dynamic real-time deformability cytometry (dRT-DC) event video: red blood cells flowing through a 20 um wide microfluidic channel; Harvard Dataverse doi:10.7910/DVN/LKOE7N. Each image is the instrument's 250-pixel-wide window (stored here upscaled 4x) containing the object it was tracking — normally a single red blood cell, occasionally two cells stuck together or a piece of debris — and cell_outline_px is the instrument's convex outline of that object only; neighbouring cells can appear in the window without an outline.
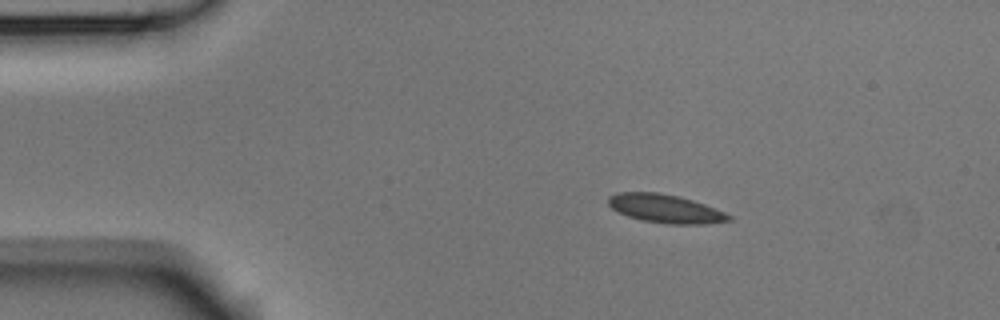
{"species": "Egyptian fruit bat (a non-hibernating species)", "species_latin": "Rousettus aegyptiacus", "temperature_condition": "room temperature", "stored_images_in_passage": 9, "camera_frame_rate_fps": 3000, "um_per_image_px": 0.085, "animal": {"sex": "male"}, "frame": {"image": 1, "passage_image": 1, "time_ms": 0.0, "image_size_px": [1000, 320], "cell_outline_px": [[732, 220], [704, 224], [668, 224], [644, 220], [628, 216], [612, 208], [608, 204], [608, 196], [616, 192], [656, 192], [676, 196], [692, 200], [704, 204], [724, 212], [732, 216]], "centroid_in_image_um": [56.54, 17.73], "position_along_channel_um": 28.5, "area_um2": 19.77}}
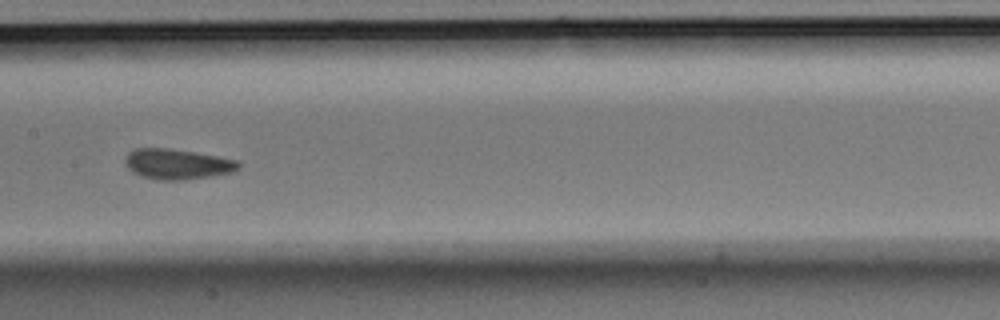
{"frame": {"image": 2, "passage_image": 6, "time_ms": 1.667, "image_size_px": [1000, 320], "cell_outline_px": [[240, 168], [232, 172], [212, 176], [180, 180], [160, 180], [140, 176], [132, 172], [128, 168], [124, 160], [128, 152], [136, 148], [168, 148], [240, 160]], "centroid_in_image_um": [15.06, 13.95], "position_along_channel_um": 192.3, "area_um2": 20.06}}
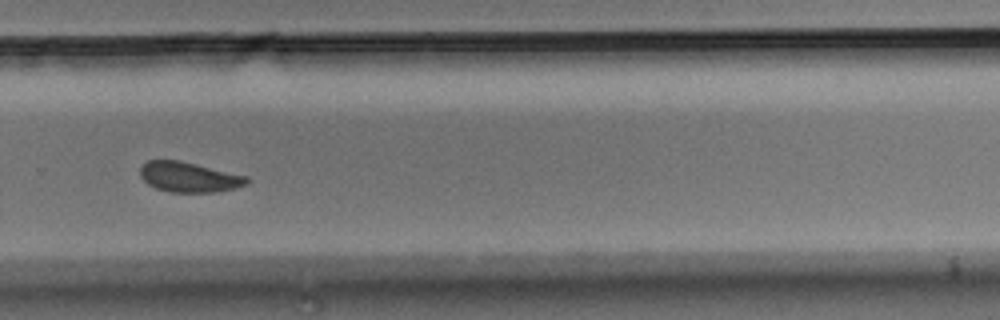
{"frame": {"image": 3, "passage_image": 9, "time_ms": 2.667, "image_size_px": [1000, 320], "cell_outline_px": [[248, 184], [236, 188], [216, 192], [168, 192], [156, 188], [148, 184], [140, 176], [140, 164], [148, 160], [180, 160], [248, 176]], "centroid_in_image_um": [16.05, 15.04], "position_along_channel_um": 313.7, "area_um2": 18.9}}